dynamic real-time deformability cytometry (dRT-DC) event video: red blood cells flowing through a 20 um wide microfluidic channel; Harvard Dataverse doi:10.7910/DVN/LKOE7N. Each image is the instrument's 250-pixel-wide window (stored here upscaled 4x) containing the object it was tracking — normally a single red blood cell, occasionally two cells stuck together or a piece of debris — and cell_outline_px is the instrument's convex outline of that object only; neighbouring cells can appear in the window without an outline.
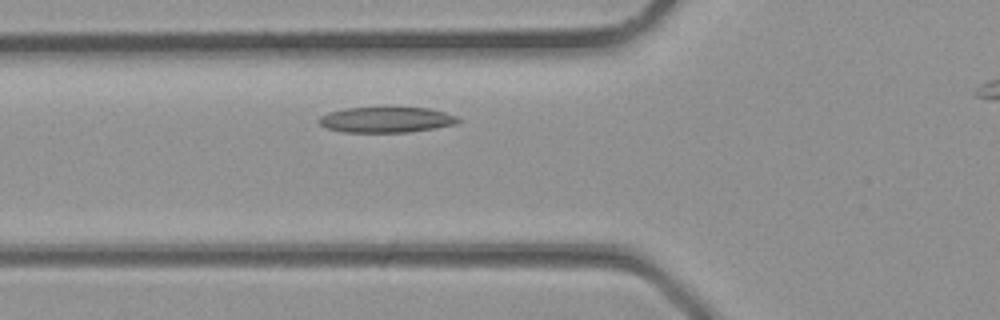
{"species": "common noctule bat (a hibernating species)", "species_latin": "Nyctalus noctula", "temperature_condition": "room temperature", "stored_images_in_passage": 22, "camera_frame_rate_fps": 3000, "um_per_image_px": 0.085, "animal": {"sex": "male", "body_mass_g": 23.1, "forearm_length_mm": 52.7}, "frame": {"image": 1, "passage_image": 4, "time_ms": 1.0, "image_size_px": [1000, 320], "cell_outline_px": [[460, 120], [456, 124], [436, 128], [408, 132], [344, 132], [328, 128], [320, 124], [316, 120], [320, 116], [328, 112], [344, 108], [428, 108], [444, 112], [456, 116]], "centroid_in_image_um": [32.81, 10.18], "position_along_channel_um": 93.0, "area_um2": 20.63}}
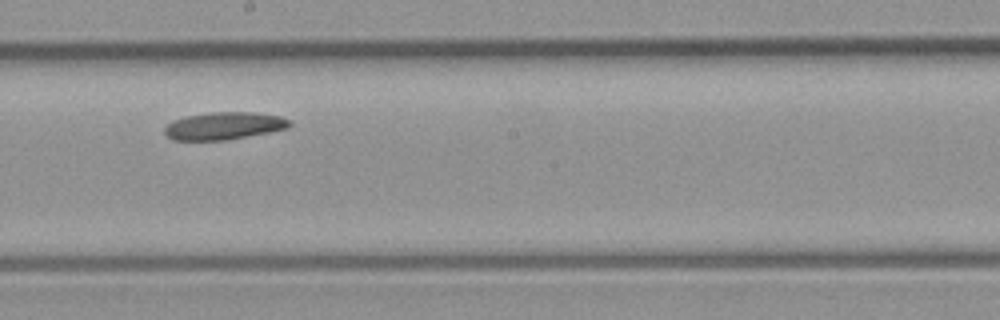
{"frame": {"image": 2, "passage_image": 11, "time_ms": 3.333, "image_size_px": [1000, 320], "cell_outline_px": [[292, 124], [288, 128], [268, 132], [224, 140], [172, 140], [164, 132], [164, 128], [172, 120], [184, 116], [208, 112], [256, 112], [280, 116], [288, 120]], "centroid_in_image_um": [19.0, 10.68], "position_along_channel_um": 229.2, "area_um2": 20.0}}
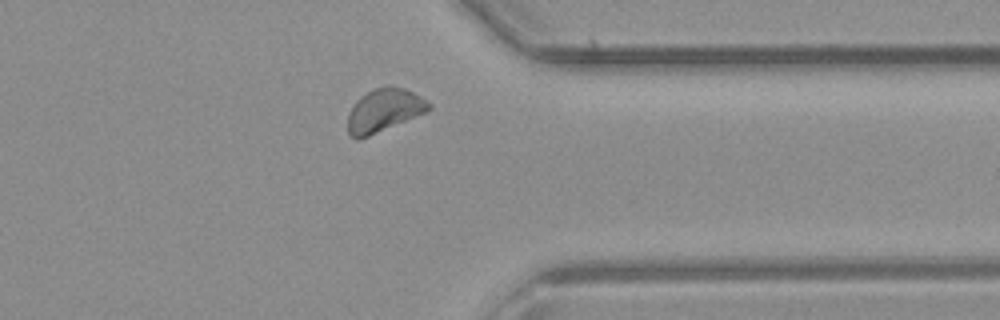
{"frame": {"image": 3, "passage_image": 19, "time_ms": 6.0, "image_size_px": [1000, 320], "cell_outline_px": [[432, 108], [428, 112], [368, 136], [356, 140], [348, 132], [348, 116], [356, 100], [360, 96], [376, 88], [404, 88], [420, 96], [432, 104]], "centroid_in_image_um": [32.67, 9.4], "position_along_channel_um": 378.7, "area_um2": 19.94}}